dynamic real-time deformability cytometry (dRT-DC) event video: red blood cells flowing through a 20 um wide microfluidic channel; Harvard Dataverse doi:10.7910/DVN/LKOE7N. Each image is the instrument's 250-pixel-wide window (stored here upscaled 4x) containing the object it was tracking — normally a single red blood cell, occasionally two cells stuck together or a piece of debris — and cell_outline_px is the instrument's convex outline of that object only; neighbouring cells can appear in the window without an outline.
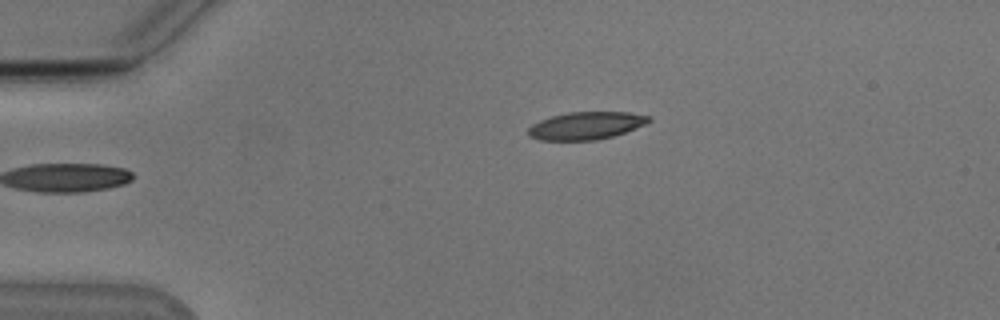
{"species": "Egyptian fruit bat (a non-hibernating species)", "species_latin": "Rousettus aegyptiacus", "temperature_condition": "cold", "stored_images_in_passage": 37, "camera_frame_rate_fps": 3000, "um_per_image_px": 0.085, "animal": {"sex": "male"}, "frame": {"image": 1, "passage_image": 1, "time_ms": 0.0, "image_size_px": [1000, 320], "cell_outline_px": [[652, 120], [644, 124], [624, 132], [612, 136], [596, 140], [540, 140], [528, 136], [528, 128], [532, 124], [540, 120], [552, 116], [568, 112], [628, 112], [652, 116]], "centroid_in_image_um": [49.8, 10.67], "position_along_channel_um": 35.2, "area_um2": 19.31}}
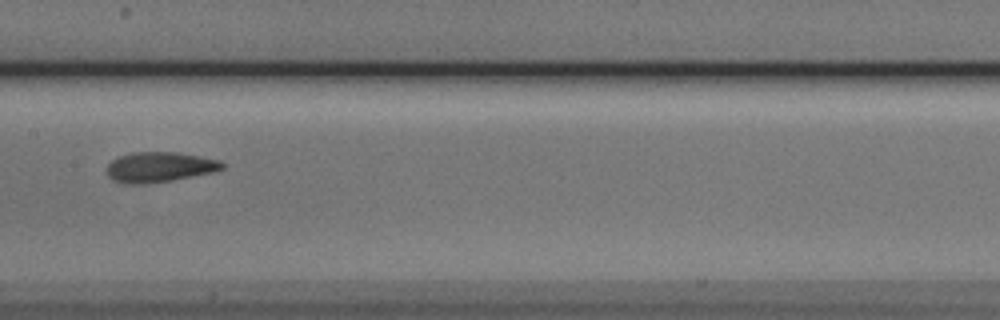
{"frame": {"image": 2, "passage_image": 17, "time_ms": 5.333, "image_size_px": [1000, 320], "cell_outline_px": [[224, 168], [212, 172], [168, 180], [144, 184], [124, 184], [112, 180], [108, 176], [108, 164], [112, 160], [120, 156], [132, 152], [180, 152], [220, 160], [224, 164]], "centroid_in_image_um": [13.54, 14.19], "position_along_channel_um": 193.9, "area_um2": 20.11}}
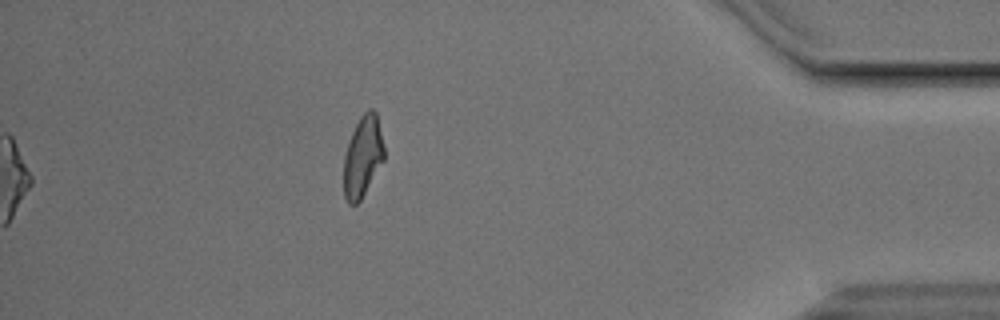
{"frame": {"image": 3, "passage_image": 37, "time_ms": 12.0, "image_size_px": [1000, 320], "cell_outline_px": [[384, 160], [360, 200], [356, 204], [348, 204], [344, 196], [344, 156], [352, 132], [360, 116], [368, 108], [372, 108], [376, 112], [384, 148]], "centroid_in_image_um": [30.83, 13.3], "position_along_channel_um": 404.4, "area_um2": 18.84}, "authors_computed_cell_mechanics": {"area_um2": 20.1144, "velocity_mm_per_s": 3.8162, "shape_relaxation_time_tau1_ms": 4.7426, "shape_relaxation_time_tau2_ms": 2.0897, "deformation_change_tau1": 0.1847, "deformation_change_tau2": 0.1}}